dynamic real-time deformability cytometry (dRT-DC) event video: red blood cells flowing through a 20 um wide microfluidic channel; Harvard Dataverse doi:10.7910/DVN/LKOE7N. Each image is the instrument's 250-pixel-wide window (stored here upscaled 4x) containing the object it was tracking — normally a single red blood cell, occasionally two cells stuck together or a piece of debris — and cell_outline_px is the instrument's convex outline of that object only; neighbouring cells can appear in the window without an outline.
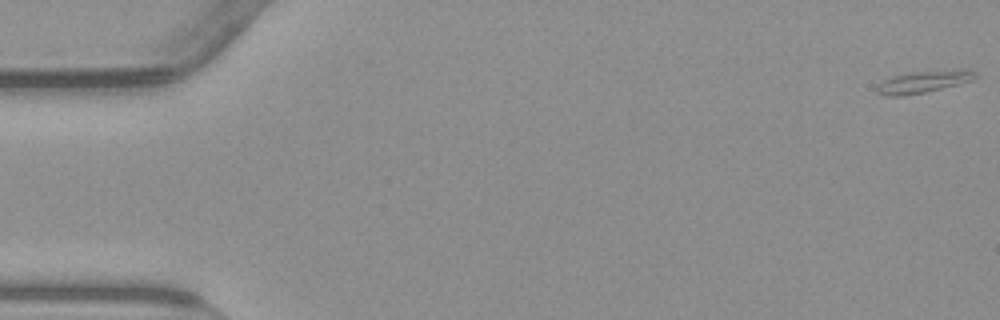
{"species": "common noctule bat (a hibernating species)", "species_latin": "Nyctalus noctula", "temperature_condition": "warm", "stored_images_in_passage": 55, "camera_frame_rate_fps": 3000, "um_per_image_px": 0.085, "animal": {"sex": "male", "body_mass_g": 23.1, "forearm_length_mm": 52.7}, "frame": {"image": 1, "passage_image": 1, "time_ms": 0.0, "image_size_px": [1000, 320], "cell_outline_px": [[980, 76], [972, 80], [924, 92], [900, 96], [888, 96], [876, 92], [876, 88], [884, 80], [892, 76], [908, 72], [956, 68], [964, 68], [976, 72]], "centroid_in_image_um": [78.55, 6.9], "position_along_channel_um": 6.4, "area_um2": 12.77}}
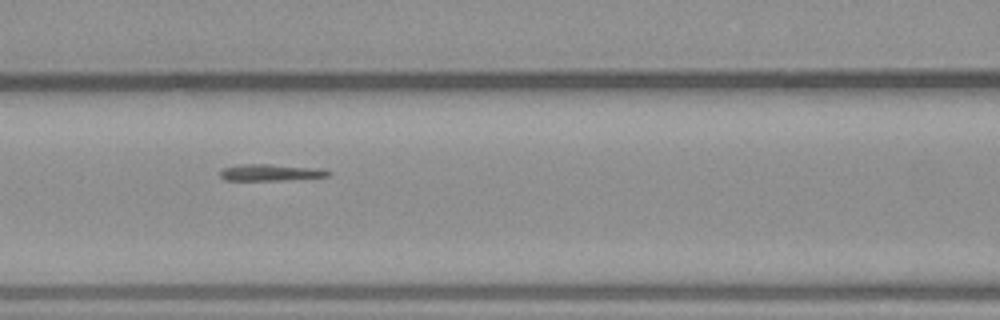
{"frame": {"image": 2, "passage_image": 24, "time_ms": 7.667, "image_size_px": [1000, 320], "cell_outline_px": [[332, 172], [328, 176], [284, 180], [224, 180], [220, 176], [220, 172], [224, 168], [240, 164], [268, 164], [324, 168]], "centroid_in_image_um": [23.04, 14.65], "position_along_channel_um": 143.6, "area_um2": 10.52}}
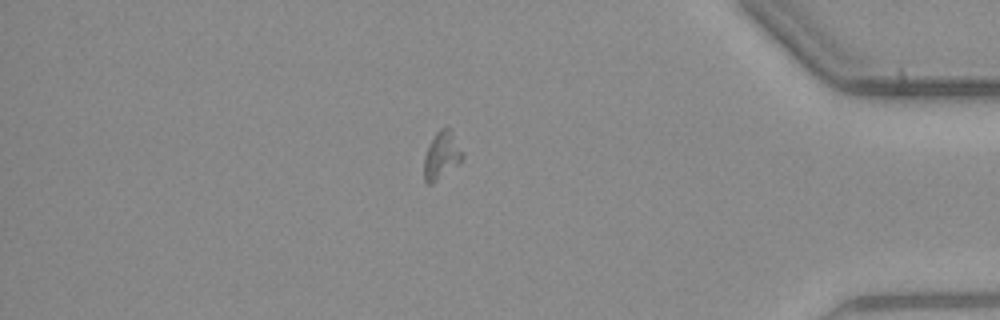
{"frame": {"image": 3, "passage_image": 47, "time_ms": 15.333, "image_size_px": [1000, 320], "cell_outline_px": [[464, 156], [460, 164], [432, 184], [424, 184], [424, 156], [428, 144], [436, 132], [440, 128], [452, 128], [464, 152]], "centroid_in_image_um": [37.56, 13.2], "position_along_channel_um": 397.6, "area_um2": 11.16}}